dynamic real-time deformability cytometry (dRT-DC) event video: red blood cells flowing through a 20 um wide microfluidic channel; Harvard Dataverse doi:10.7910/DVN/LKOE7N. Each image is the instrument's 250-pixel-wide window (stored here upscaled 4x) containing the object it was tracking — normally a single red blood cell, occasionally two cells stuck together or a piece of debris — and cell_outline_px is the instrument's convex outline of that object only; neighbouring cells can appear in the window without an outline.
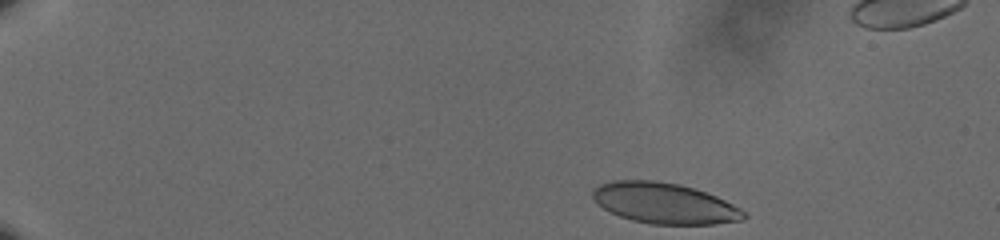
{"species": "human", "species_latin": "Homo sapiens", "temperature_condition": "cold", "stored_images_in_passage": 50, "camera_frame_rate_fps": 3000, "um_per_image_px": 0.085, "donor": {"sex": "male"}, "frame": {"image": 1, "passage_image": 1, "time_ms": 0.0, "image_size_px": [1000, 240], "cell_outline_px": [[748, 216], [744, 220], [712, 224], [652, 224], [632, 220], [620, 216], [604, 208], [592, 196], [592, 192], [600, 184], [616, 180], [656, 180], [680, 184], [716, 196], [740, 208]], "centroid_in_image_um": [56.5, 17.27], "position_along_channel_um": 28.5, "area_um2": 35.55}}
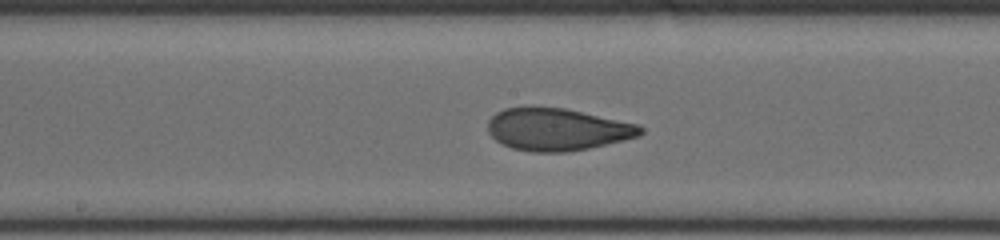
{"frame": {"image": 2, "passage_image": 25, "time_ms": 8.0, "image_size_px": [1000, 240], "cell_outline_px": [[644, 132], [640, 136], [624, 140], [588, 148], [564, 152], [532, 152], [512, 148], [496, 140], [488, 132], [488, 120], [496, 112], [504, 108], [564, 108], [640, 124], [644, 128]], "centroid_in_image_um": [47.4, 11.01], "position_along_channel_um": 200.8, "area_um2": 37.4}}
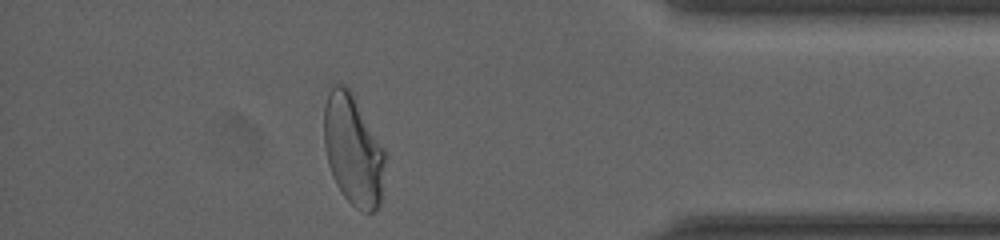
{"frame": {"image": 3, "passage_image": 44, "time_ms": 14.333, "image_size_px": [1000, 240], "cell_outline_px": [[384, 160], [380, 204], [372, 212], [360, 212], [344, 196], [336, 184], [332, 176], [328, 164], [324, 148], [324, 104], [328, 92], [332, 84], [344, 84], [352, 92], [384, 148]], "centroid_in_image_um": [29.98, 12.72], "position_along_channel_um": 405.2, "area_um2": 39.36}}